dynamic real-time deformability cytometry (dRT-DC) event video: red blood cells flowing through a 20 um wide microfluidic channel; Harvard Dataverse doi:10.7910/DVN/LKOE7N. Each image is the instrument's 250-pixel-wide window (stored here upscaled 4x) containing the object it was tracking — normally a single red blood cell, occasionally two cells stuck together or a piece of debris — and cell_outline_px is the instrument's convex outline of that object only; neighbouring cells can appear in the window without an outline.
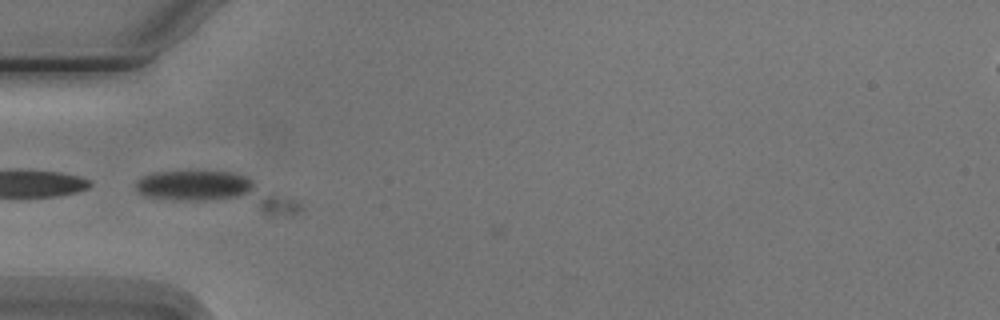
{"species": "Egyptian fruit bat (a non-hibernating species)", "species_latin": "Rousettus aegyptiacus", "temperature_condition": "cold", "stored_images_in_passage": 3, "camera_frame_rate_fps": 3000, "um_per_image_px": 0.085, "animal": {"sex": "male"}, "frame": {"image": 1, "passage_image": 2, "time_ms": 2.0, "image_size_px": [1000, 320], "cell_outline_px": [[304, 208], [292, 216], [272, 216], [144, 196], [136, 192], [136, 180], [152, 172], [232, 172], [244, 176], [296, 200]], "centroid_in_image_um": [18.52, 16.33], "position_along_channel_um": 66.5, "area_um2": 34.04}}